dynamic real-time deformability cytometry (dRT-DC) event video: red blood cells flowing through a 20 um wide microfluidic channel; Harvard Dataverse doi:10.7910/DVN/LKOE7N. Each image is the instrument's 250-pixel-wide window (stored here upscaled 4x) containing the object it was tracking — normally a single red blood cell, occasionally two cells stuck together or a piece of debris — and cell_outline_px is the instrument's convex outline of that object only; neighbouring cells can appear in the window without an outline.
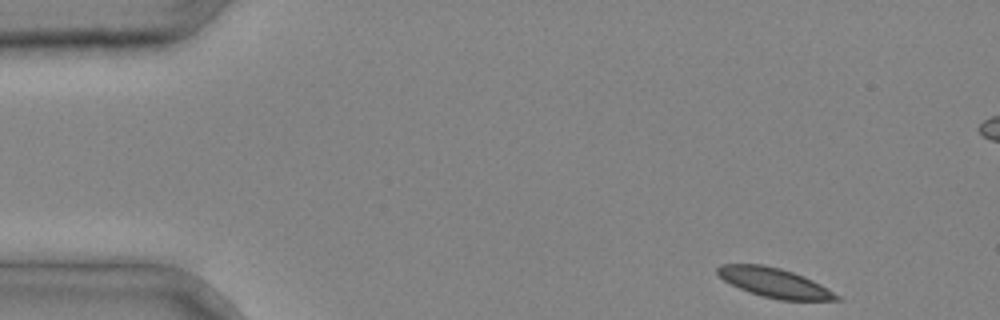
{"species": "common noctule bat (a hibernating species)", "species_latin": "Nyctalus noctula", "temperature_condition": "cold", "stored_images_in_passage": 4, "camera_frame_rate_fps": 3000, "um_per_image_px": 0.085, "animal": {"sex": "male", "body_mass_g": 20.4}, "frame": {"image": 1, "passage_image": 1, "time_ms": 0.0, "image_size_px": [1000, 320], "cell_outline_px": [[844, 300], [780, 300], [760, 296], [748, 292], [724, 280], [716, 272], [716, 268], [720, 264], [764, 264], [780, 268], [804, 276], [820, 284], [840, 296]], "centroid_in_image_um": [65.82, 24.03], "position_along_channel_um": 19.2, "area_um2": 20.4}}